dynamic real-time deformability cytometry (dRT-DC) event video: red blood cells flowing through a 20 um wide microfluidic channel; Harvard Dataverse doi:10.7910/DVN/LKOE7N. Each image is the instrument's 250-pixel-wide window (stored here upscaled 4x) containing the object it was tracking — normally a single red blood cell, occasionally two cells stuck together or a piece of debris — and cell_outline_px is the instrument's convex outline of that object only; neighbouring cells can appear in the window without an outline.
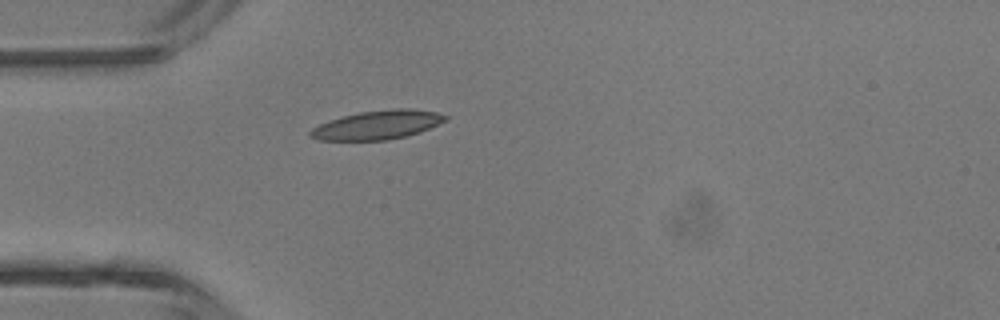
{"species": "common noctule bat (a hibernating species)", "species_latin": "Nyctalus noctula", "temperature_condition": "room temperature", "stored_images_in_passage": 4, "camera_frame_rate_fps": 3000, "um_per_image_px": 0.085, "animal": {"sex": "male", "body_mass_g": 13.3}, "frame": {"image": 1, "passage_image": 4, "time_ms": 3.667, "image_size_px": [1000, 320], "cell_outline_px": [[448, 120], [420, 132], [388, 140], [316, 140], [308, 136], [308, 132], [312, 128], [320, 124], [344, 116], [360, 112], [396, 108], [408, 108], [436, 112], [448, 116]], "centroid_in_image_um": [32.09, 10.62], "position_along_channel_um": 52.9, "area_um2": 22.6}}